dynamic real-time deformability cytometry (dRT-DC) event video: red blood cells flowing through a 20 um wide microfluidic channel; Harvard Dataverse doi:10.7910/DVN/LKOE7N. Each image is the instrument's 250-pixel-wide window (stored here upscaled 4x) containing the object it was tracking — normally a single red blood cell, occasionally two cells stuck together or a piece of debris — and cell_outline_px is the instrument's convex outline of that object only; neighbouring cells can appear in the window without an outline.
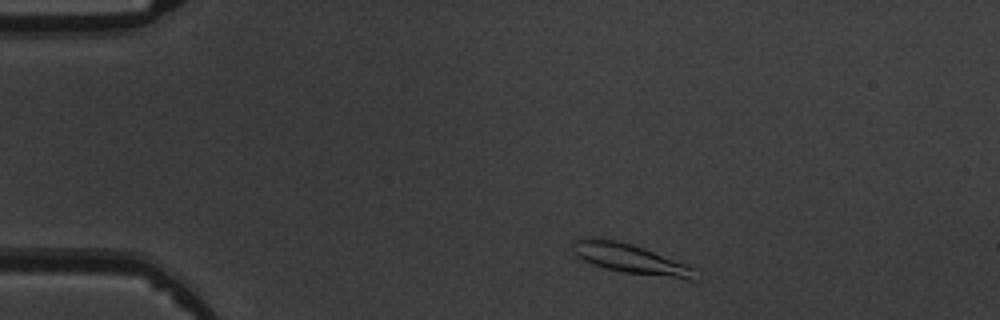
{"species": "common noctule bat (a hibernating species)", "species_latin": "Nyctalus noctula", "temperature_condition": "warm", "stored_images_in_passage": 7, "camera_frame_rate_fps": 3000, "um_per_image_px": 0.085, "animal": {"sex": "male", "body_mass_g": 19.5, "forearm_length_mm": 54.6}, "frame": {"image": 1, "passage_image": 2, "time_ms": 1.0, "image_size_px": [1000, 320], "cell_outline_px": [[696, 280], [692, 280], [624, 272], [604, 268], [584, 260], [572, 252], [572, 240], [576, 236], [596, 236], [616, 240], [632, 244], [644, 248], [684, 264], [692, 268]], "centroid_in_image_um": [53.41, 21.94], "position_along_channel_um": 31.6, "area_um2": 21.1}}
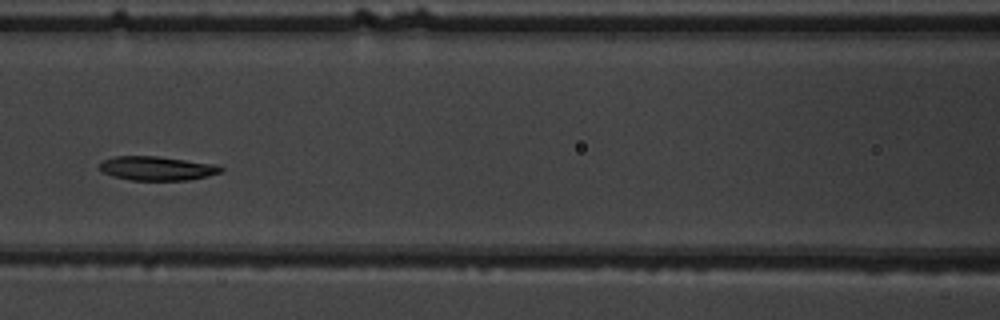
{"frame": {"image": 2, "passage_image": 6, "time_ms": 5.667, "image_size_px": [1000, 320], "cell_outline_px": [[224, 168], [220, 172], [208, 176], [188, 180], [132, 180], [112, 176], [104, 172], [100, 168], [100, 164], [104, 160], [112, 156], [156, 156], [216, 164]], "centroid_in_image_um": [13.35, 14.31], "position_along_channel_um": 153.2, "area_um2": 16.88}}
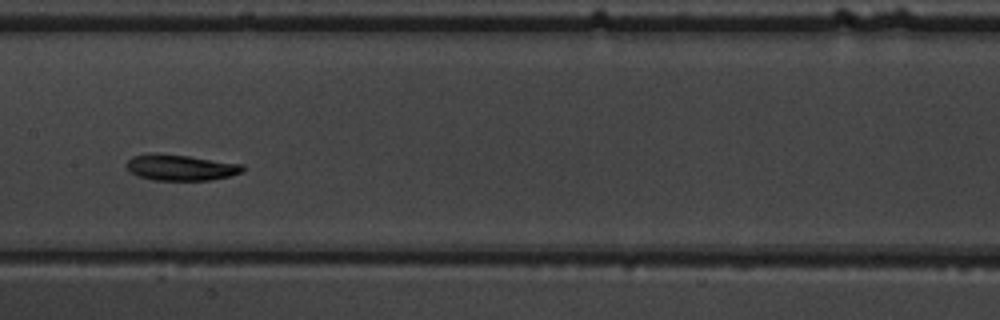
{"frame": {"image": 3, "passage_image": 7, "time_ms": 6.667, "image_size_px": [1000, 320], "cell_outline_px": [[244, 172], [228, 176], [208, 180], [152, 180], [140, 176], [132, 172], [128, 168], [128, 160], [132, 156], [188, 156], [244, 164]], "centroid_in_image_um": [15.48, 14.28], "position_along_channel_um": 191.9, "area_um2": 16.65}}